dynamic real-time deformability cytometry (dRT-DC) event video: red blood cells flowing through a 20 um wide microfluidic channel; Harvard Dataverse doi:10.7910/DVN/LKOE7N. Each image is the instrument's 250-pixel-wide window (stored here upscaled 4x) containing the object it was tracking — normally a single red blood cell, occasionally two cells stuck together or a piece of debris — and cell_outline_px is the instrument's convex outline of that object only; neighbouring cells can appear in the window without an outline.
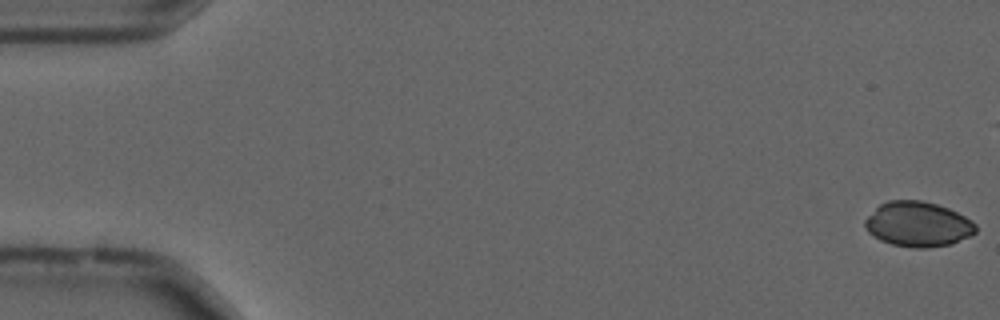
{"species": "common noctule bat (a hibernating species)", "species_latin": "Nyctalus noctula", "temperature_condition": "cold", "stored_images_in_passage": 46, "camera_frame_rate_fps": 3000, "um_per_image_px": 0.085, "animal": {"sex": "male", "forearm_length_mm": 52.5}, "frame": {"image": 1, "passage_image": 1, "time_ms": 0.0, "image_size_px": [1000, 320], "cell_outline_px": [[976, 232], [952, 244], [928, 248], [912, 248], [892, 244], [880, 240], [868, 232], [864, 224], [864, 220], [880, 204], [888, 200], [920, 200], [936, 204], [948, 208], [972, 220], [976, 224]], "centroid_in_image_um": [78.02, 19.06], "position_along_channel_um": 7.0, "area_um2": 29.02}}
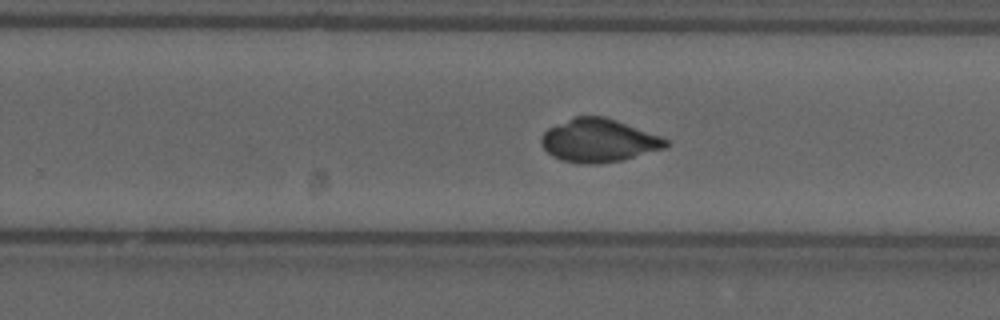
{"frame": {"image": 2, "passage_image": 35, "time_ms": 11.333, "image_size_px": [1000, 320], "cell_outline_px": [[672, 144], [664, 148], [620, 160], [596, 164], [584, 164], [560, 160], [552, 156], [540, 144], [540, 140], [544, 132], [548, 128], [576, 116], [604, 116], [616, 120], [660, 136], [668, 140]], "centroid_in_image_um": [50.87, 11.94], "position_along_channel_um": 278.9, "area_um2": 31.1}}
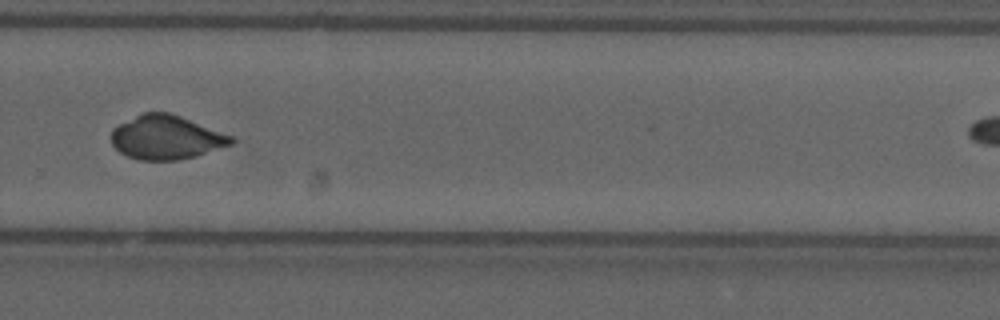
{"frame": {"image": 3, "passage_image": 38, "time_ms": 12.333, "image_size_px": [1000, 320], "cell_outline_px": [[236, 140], [232, 144], [196, 156], [176, 160], [136, 160], [120, 152], [112, 144], [112, 128], [144, 112], [168, 112], [180, 116], [232, 136]], "centroid_in_image_um": [14.13, 11.69], "position_along_channel_um": 315.7, "area_um2": 30.4}}